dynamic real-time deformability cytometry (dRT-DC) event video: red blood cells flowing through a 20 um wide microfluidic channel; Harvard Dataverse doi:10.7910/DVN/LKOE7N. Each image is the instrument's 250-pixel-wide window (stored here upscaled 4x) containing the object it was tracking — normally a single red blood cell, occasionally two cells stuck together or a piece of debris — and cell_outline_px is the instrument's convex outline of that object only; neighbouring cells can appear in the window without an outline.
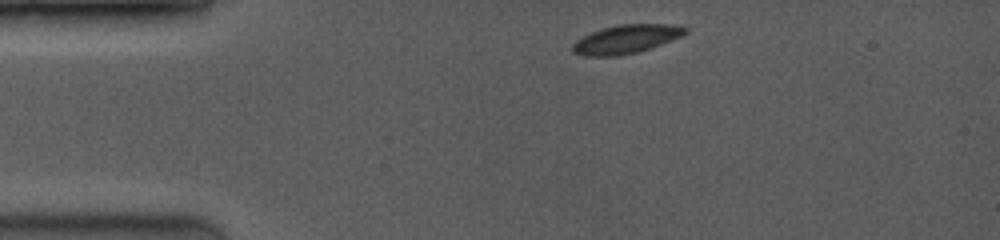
{"species": "common noctule bat (a hibernating species)", "species_latin": "Nyctalus noctula", "temperature_condition": "room temperature", "stored_images_in_passage": 5, "camera_frame_rate_fps": 3500, "um_per_image_px": 0.085, "animal": {"sex": "female", "body_mass_g": 19.0, "forearm_length_mm": 53.3}, "frame": {"image": 1, "passage_image": 1, "time_ms": 0.0, "image_size_px": [1000, 240], "cell_outline_px": [[688, 32], [684, 36], [636, 52], [616, 56], [584, 56], [572, 52], [572, 44], [576, 40], [592, 32], [604, 28], [620, 24], [668, 24], [688, 28]], "centroid_in_image_um": [53.22, 3.33], "position_along_channel_um": 31.8, "area_um2": 18.61}}
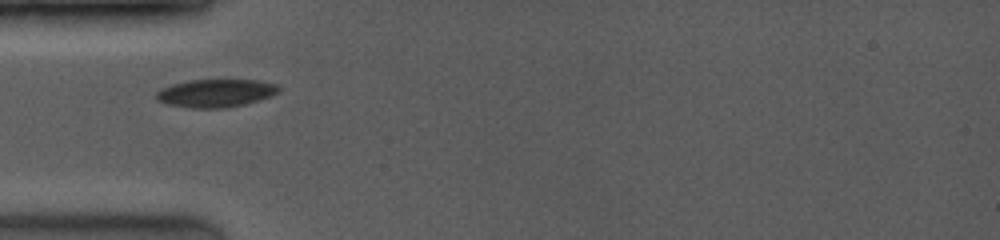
{"frame": {"image": 2, "passage_image": 3, "time_ms": 2.0, "image_size_px": [1000, 240], "cell_outline_px": [[280, 92], [248, 104], [228, 108], [192, 108], [168, 104], [156, 100], [156, 92], [172, 84], [192, 80], [256, 80], [276, 84], [280, 88]], "centroid_in_image_um": [18.36, 7.93], "position_along_channel_um": 66.6, "area_um2": 19.94}}